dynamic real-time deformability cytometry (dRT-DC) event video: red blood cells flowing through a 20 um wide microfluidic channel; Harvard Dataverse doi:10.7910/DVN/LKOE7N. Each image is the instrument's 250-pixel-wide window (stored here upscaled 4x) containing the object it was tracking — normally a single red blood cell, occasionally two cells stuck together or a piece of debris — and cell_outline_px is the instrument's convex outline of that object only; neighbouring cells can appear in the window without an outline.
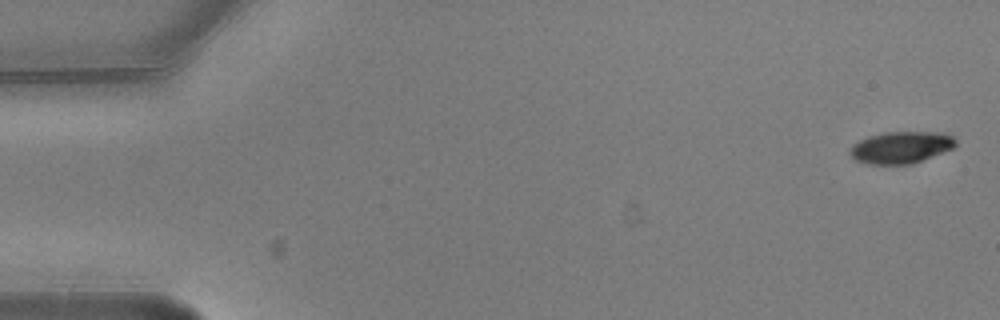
{"species": "common noctule bat (a hibernating species)", "species_latin": "Nyctalus noctula", "temperature_condition": "warm", "stored_images_in_passage": 5, "camera_frame_rate_fps": 3000, "um_per_image_px": 0.085, "animal": {"sex": "male", "body_mass_g": 20.5, "forearm_length_mm": 52.5}, "frame": {"image": 1, "passage_image": 1, "time_ms": 0.0, "image_size_px": [1000, 320], "cell_outline_px": [[956, 144], [952, 148], [912, 164], [864, 164], [856, 160], [848, 152], [848, 148], [852, 144], [868, 136], [884, 132], [944, 132], [952, 136], [956, 140]], "centroid_in_image_um": [76.54, 12.52], "position_along_channel_um": 8.5, "area_um2": 19.71}}
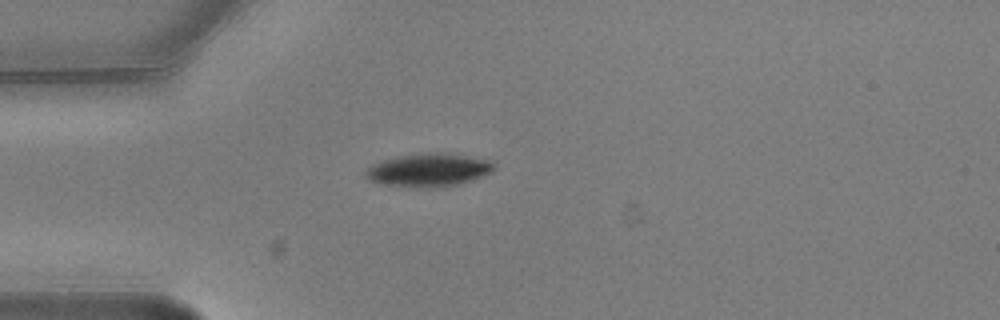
{"frame": {"image": 2, "passage_image": 5, "time_ms": 1.333, "image_size_px": [1000, 320], "cell_outline_px": [[496, 168], [492, 172], [472, 180], [460, 184], [432, 188], [380, 184], [368, 180], [364, 176], [364, 172], [372, 164], [380, 160], [396, 156], [428, 152], [464, 156], [492, 160]], "centroid_in_image_um": [36.4, 14.46], "position_along_channel_um": 48.6, "area_um2": 24.85}}